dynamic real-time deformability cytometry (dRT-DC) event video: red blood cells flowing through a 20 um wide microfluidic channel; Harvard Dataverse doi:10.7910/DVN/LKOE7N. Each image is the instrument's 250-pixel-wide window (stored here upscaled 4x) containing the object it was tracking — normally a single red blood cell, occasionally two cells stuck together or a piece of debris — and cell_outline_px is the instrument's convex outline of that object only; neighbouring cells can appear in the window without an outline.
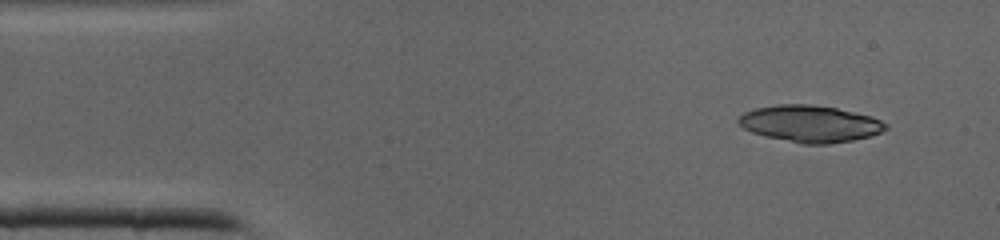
{"species": "common noctule bat (a hibernating species)", "species_latin": "Nyctalus noctula", "temperature_condition": "cold", "stored_images_in_passage": 37, "camera_frame_rate_fps": 3000, "um_per_image_px": 0.085, "animal": {"sex": "male", "body_mass_g": 19.0, "forearm_length_mm": 50.8}, "frame": {"image": 1, "passage_image": 1, "time_ms": 0.0, "image_size_px": [1000, 240], "cell_outline_px": [[888, 128], [880, 132], [868, 136], [852, 140], [828, 144], [804, 144], [764, 136], [752, 132], [744, 128], [736, 120], [744, 112], [756, 108], [776, 104], [808, 104], [836, 108], [872, 116], [888, 124]], "centroid_in_image_um": [68.85, 10.51], "position_along_channel_um": 16.2, "area_um2": 31.39}}